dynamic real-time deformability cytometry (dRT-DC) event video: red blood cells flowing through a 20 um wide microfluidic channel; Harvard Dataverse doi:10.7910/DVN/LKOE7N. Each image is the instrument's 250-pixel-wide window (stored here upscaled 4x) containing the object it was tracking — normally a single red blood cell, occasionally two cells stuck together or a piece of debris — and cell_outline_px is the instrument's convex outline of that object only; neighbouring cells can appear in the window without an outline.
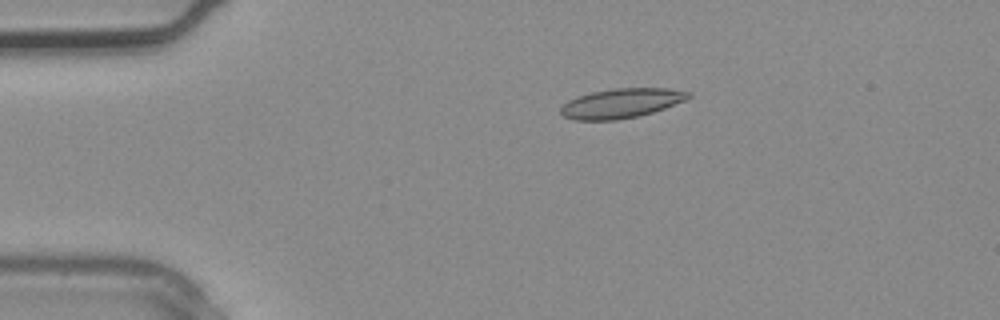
{"species": "common noctule bat (a hibernating species)", "species_latin": "Nyctalus noctula", "temperature_condition": "warm", "stored_images_in_passage": 1, "camera_frame_rate_fps": 3000, "um_per_image_px": 0.085, "animal": {"sex": "male", "body_mass_g": 20.4}, "frame": {"image": 1, "passage_image": 1, "time_ms": 0.0, "image_size_px": [1000, 320], "cell_outline_px": [[692, 96], [688, 100], [652, 112], [636, 116], [616, 120], [576, 120], [564, 116], [560, 112], [560, 108], [568, 100], [592, 92], [616, 88], [668, 88], [692, 92]], "centroid_in_image_um": [52.86, 8.77], "position_along_channel_um": 32.1, "area_um2": 21.91}}